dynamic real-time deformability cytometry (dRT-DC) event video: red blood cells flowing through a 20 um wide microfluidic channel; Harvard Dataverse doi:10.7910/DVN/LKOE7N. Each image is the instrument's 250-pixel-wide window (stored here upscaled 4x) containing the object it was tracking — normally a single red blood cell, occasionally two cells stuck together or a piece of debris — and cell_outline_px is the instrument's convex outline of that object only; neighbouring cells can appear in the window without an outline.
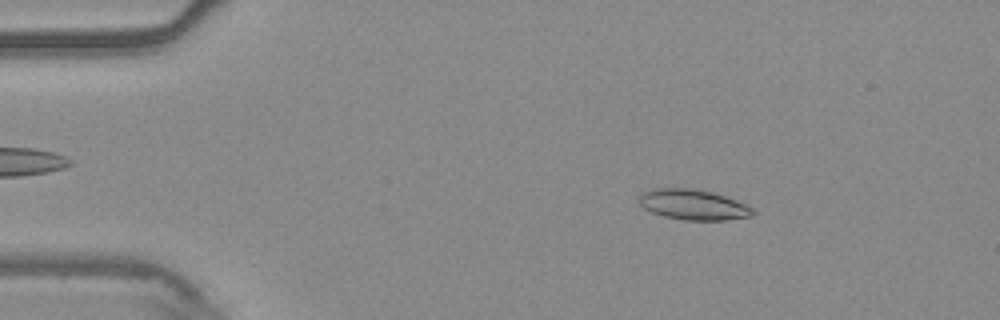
{"species": "common noctule bat (a hibernating species)", "species_latin": "Nyctalus noctula", "temperature_condition": "warm", "stored_images_in_passage": 54, "camera_frame_rate_fps": 3000, "um_per_image_px": 0.085, "animal": {"sex": "male", "body_mass_g": 20.4}, "frame": {"image": 1, "passage_image": 8, "time_ms": 2.333, "image_size_px": [1000, 320], "cell_outline_px": [[756, 212], [752, 216], [724, 220], [684, 220], [664, 216], [652, 212], [644, 208], [636, 200], [640, 192], [652, 188], [692, 188], [712, 192], [724, 196], [744, 204], [752, 208]], "centroid_in_image_um": [58.86, 17.39], "position_along_channel_um": 26.1, "area_um2": 20.23}}
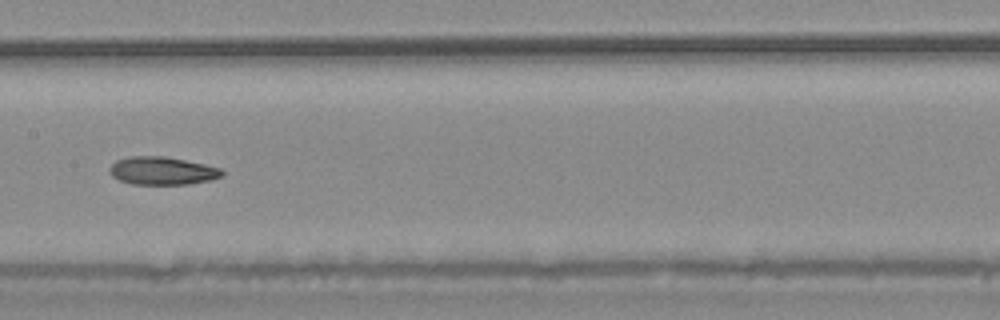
{"frame": {"image": 2, "passage_image": 27, "time_ms": 8.667, "image_size_px": [1000, 320], "cell_outline_px": [[224, 176], [212, 180], [188, 184], [132, 184], [120, 180], [112, 176], [108, 168], [116, 160], [128, 156], [164, 156], [204, 164], [220, 168], [224, 172]], "centroid_in_image_um": [13.8, 14.52], "position_along_channel_um": 193.6, "area_um2": 18.38}}
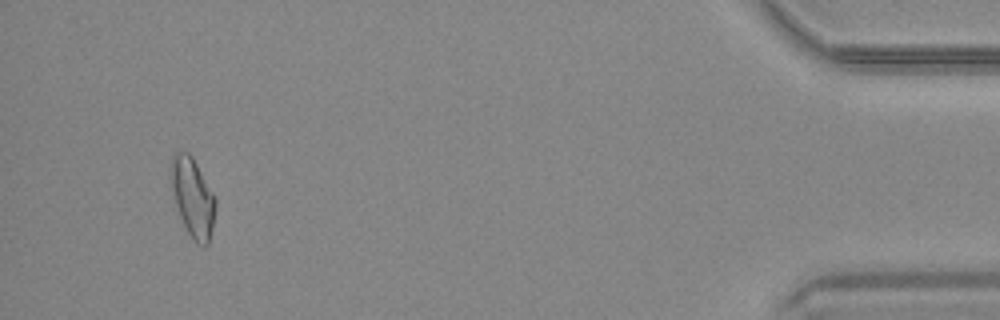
{"frame": {"image": 3, "passage_image": 51, "time_ms": 16.667, "image_size_px": [1000, 320], "cell_outline_px": [[216, 208], [208, 244], [196, 244], [192, 240], [180, 216], [168, 180], [168, 164], [172, 156], [176, 152], [188, 152], [192, 156], [216, 196]], "centroid_in_image_um": [16.34, 16.7], "position_along_channel_um": 418.9, "area_um2": 20.92}, "authors_computed_cell_mechanics": {"area_um2": 19.2763, "velocity_mm_per_s": 3.7238, "shape_relaxation_time_tau1_ms": null, "shape_relaxation_time_tau2_ms": 3.9684, "deformation_change_tau1": null, "deformation_change_tau2": 0.1149}}